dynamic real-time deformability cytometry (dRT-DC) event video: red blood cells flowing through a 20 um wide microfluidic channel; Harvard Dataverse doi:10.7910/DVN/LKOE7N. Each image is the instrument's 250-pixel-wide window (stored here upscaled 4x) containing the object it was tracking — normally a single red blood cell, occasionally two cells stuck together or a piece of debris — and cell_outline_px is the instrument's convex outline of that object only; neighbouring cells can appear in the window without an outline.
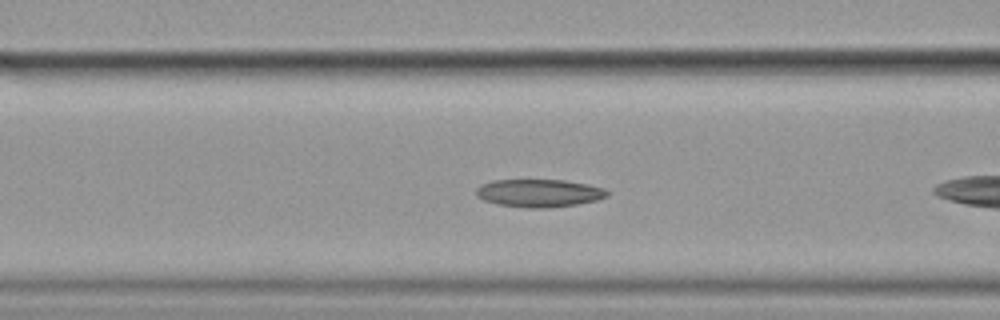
{"species": "common noctule bat (a hibernating species)", "species_latin": "Nyctalus noctula", "temperature_condition": "cold", "stored_images_in_passage": 8, "camera_frame_rate_fps": 3000, "um_per_image_px": 0.085, "animal": {"sex": "female", "body_mass_g": 19.9}, "frame": {"image": 1, "passage_image": 3, "time_ms": 0.667, "image_size_px": [1000, 320], "cell_outline_px": [[608, 196], [596, 200], [576, 204], [544, 208], [528, 208], [496, 204], [484, 200], [476, 196], [476, 188], [480, 184], [492, 180], [564, 180], [588, 184], [604, 188], [608, 192]], "centroid_in_image_um": [45.79, 16.41], "position_along_channel_um": 120.8, "area_um2": 21.27}}
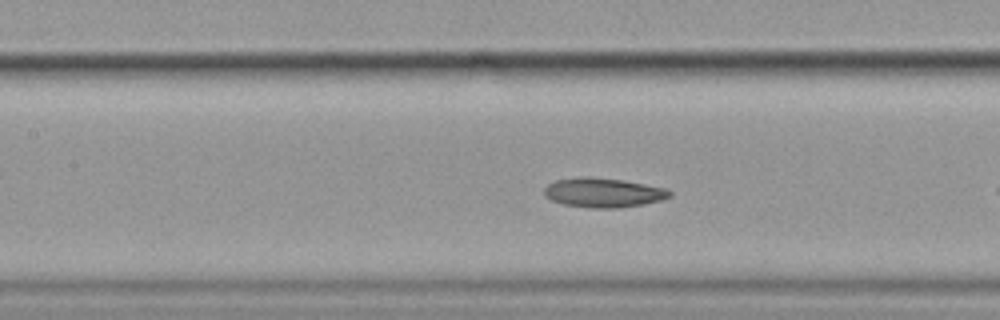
{"frame": {"image": 2, "passage_image": 6, "time_ms": 1.667, "image_size_px": [1000, 320], "cell_outline_px": [[672, 196], [664, 200], [644, 204], [616, 208], [592, 208], [564, 204], [552, 200], [544, 196], [544, 188], [548, 184], [556, 180], [580, 176], [592, 176], [620, 180], [668, 188], [672, 192]], "centroid_in_image_um": [51.3, 16.37], "position_along_channel_um": 156.1, "area_um2": 21.68}}